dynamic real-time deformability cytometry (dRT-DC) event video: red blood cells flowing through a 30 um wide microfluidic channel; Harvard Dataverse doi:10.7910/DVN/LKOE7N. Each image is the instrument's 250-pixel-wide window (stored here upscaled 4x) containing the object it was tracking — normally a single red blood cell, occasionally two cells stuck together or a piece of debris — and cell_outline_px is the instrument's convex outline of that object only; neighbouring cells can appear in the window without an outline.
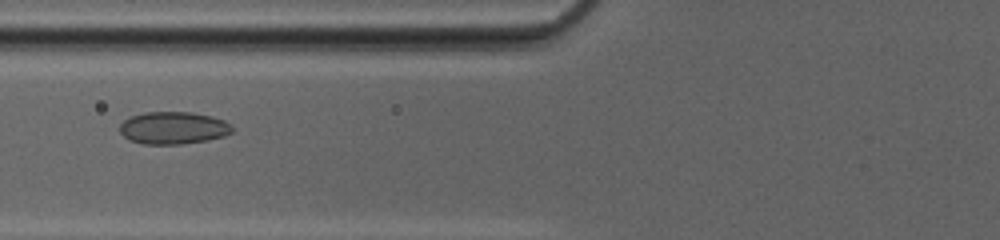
{"species": "common noctule bat (a hibernating species)", "species_latin": "Nyctalus noctula", "temperature_condition": "cold", "stored_images_in_passage": 46, "camera_frame_rate_fps": 3000, "um_per_image_px": 0.085, "animal": {"sex": "female", "body_mass_g": 20.0, "forearm_length_mm": 54.0}, "frame": {"image": 1, "passage_image": 17, "time_ms": 5.333, "image_size_px": [1000, 240], "cell_outline_px": [[232, 132], [224, 136], [208, 140], [180, 144], [144, 144], [128, 140], [120, 132], [120, 124], [124, 120], [132, 116], [144, 112], [192, 112], [212, 116], [224, 120], [232, 124]], "centroid_in_image_um": [14.74, 10.87], "position_along_channel_um": 111.1, "area_um2": 21.33}}
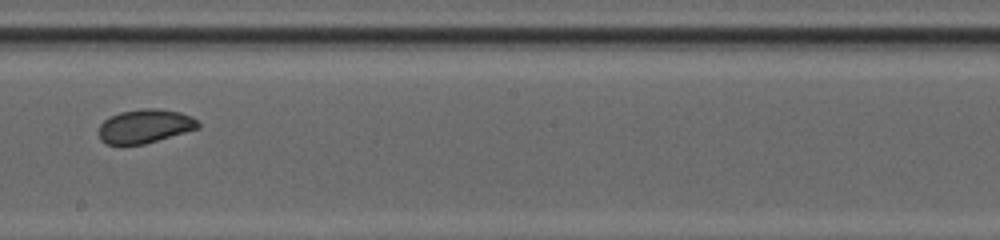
{"frame": {"image": 2, "passage_image": 26, "time_ms": 8.333, "image_size_px": [1000, 240], "cell_outline_px": [[200, 128], [144, 144], [120, 148], [104, 144], [100, 140], [96, 132], [100, 124], [104, 120], [120, 112], [144, 108], [156, 108], [180, 112], [192, 116], [200, 124]], "centroid_in_image_um": [12.24, 10.77], "position_along_channel_um": 236.0, "area_um2": 20.29}}
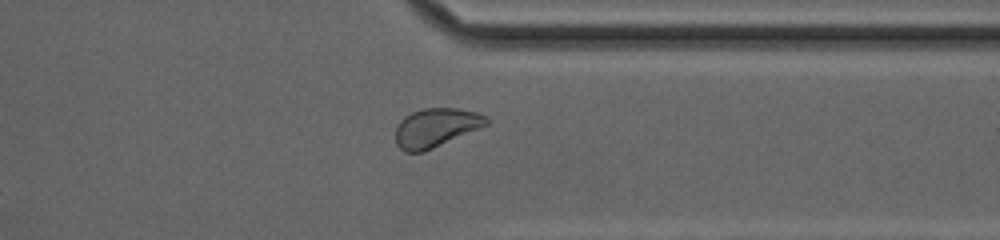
{"frame": {"image": 3, "passage_image": 36, "time_ms": 11.667, "image_size_px": [1000, 240], "cell_outline_px": [[488, 124], [480, 128], [424, 152], [404, 152], [396, 144], [396, 128], [400, 120], [404, 116], [412, 112], [424, 108], [460, 108], [476, 112], [488, 116]], "centroid_in_image_um": [37.05, 10.84], "position_along_channel_um": 374.4, "area_um2": 20.63}, "authors_computed_cell_mechanics": {"area_um2": 21.4727, "velocity_mm_per_s": 4.17, "shape_relaxation_time_tau1_ms": 2.2165, "shape_relaxation_time_tau2_ms": 2.4062, "deformation_change_tau1": 0.0496, "deformation_change_tau2": 0.0596}}